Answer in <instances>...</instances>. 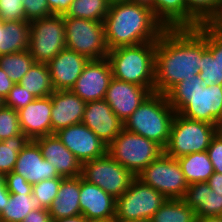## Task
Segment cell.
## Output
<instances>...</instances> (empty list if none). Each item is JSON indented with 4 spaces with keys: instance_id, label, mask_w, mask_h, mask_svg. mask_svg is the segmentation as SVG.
I'll use <instances>...</instances> for the list:
<instances>
[{
    "instance_id": "obj_1",
    "label": "cell",
    "mask_w": 222,
    "mask_h": 222,
    "mask_svg": "<svg viewBox=\"0 0 222 222\" xmlns=\"http://www.w3.org/2000/svg\"><path fill=\"white\" fill-rule=\"evenodd\" d=\"M203 24L196 28H165L156 42L154 92L166 94L201 69Z\"/></svg>"
},
{
    "instance_id": "obj_2",
    "label": "cell",
    "mask_w": 222,
    "mask_h": 222,
    "mask_svg": "<svg viewBox=\"0 0 222 222\" xmlns=\"http://www.w3.org/2000/svg\"><path fill=\"white\" fill-rule=\"evenodd\" d=\"M103 24L109 50L157 42L165 29L151 8L127 0L112 1Z\"/></svg>"
},
{
    "instance_id": "obj_3",
    "label": "cell",
    "mask_w": 222,
    "mask_h": 222,
    "mask_svg": "<svg viewBox=\"0 0 222 222\" xmlns=\"http://www.w3.org/2000/svg\"><path fill=\"white\" fill-rule=\"evenodd\" d=\"M156 42L122 46L109 50V60L114 78L149 88L154 92Z\"/></svg>"
},
{
    "instance_id": "obj_4",
    "label": "cell",
    "mask_w": 222,
    "mask_h": 222,
    "mask_svg": "<svg viewBox=\"0 0 222 222\" xmlns=\"http://www.w3.org/2000/svg\"><path fill=\"white\" fill-rule=\"evenodd\" d=\"M176 112L166 95L151 93L124 122V129L166 147Z\"/></svg>"
},
{
    "instance_id": "obj_5",
    "label": "cell",
    "mask_w": 222,
    "mask_h": 222,
    "mask_svg": "<svg viewBox=\"0 0 222 222\" xmlns=\"http://www.w3.org/2000/svg\"><path fill=\"white\" fill-rule=\"evenodd\" d=\"M218 126L204 121L192 120L176 113L164 153L172 158L207 151Z\"/></svg>"
},
{
    "instance_id": "obj_6",
    "label": "cell",
    "mask_w": 222,
    "mask_h": 222,
    "mask_svg": "<svg viewBox=\"0 0 222 222\" xmlns=\"http://www.w3.org/2000/svg\"><path fill=\"white\" fill-rule=\"evenodd\" d=\"M163 152L156 142L124 128L107 146V153L135 176Z\"/></svg>"
},
{
    "instance_id": "obj_7",
    "label": "cell",
    "mask_w": 222,
    "mask_h": 222,
    "mask_svg": "<svg viewBox=\"0 0 222 222\" xmlns=\"http://www.w3.org/2000/svg\"><path fill=\"white\" fill-rule=\"evenodd\" d=\"M66 48L86 56L89 60L107 58L109 49L105 41L103 22L63 18Z\"/></svg>"
},
{
    "instance_id": "obj_8",
    "label": "cell",
    "mask_w": 222,
    "mask_h": 222,
    "mask_svg": "<svg viewBox=\"0 0 222 222\" xmlns=\"http://www.w3.org/2000/svg\"><path fill=\"white\" fill-rule=\"evenodd\" d=\"M28 51L37 63L48 64L66 48L63 15H51L29 23Z\"/></svg>"
},
{
    "instance_id": "obj_9",
    "label": "cell",
    "mask_w": 222,
    "mask_h": 222,
    "mask_svg": "<svg viewBox=\"0 0 222 222\" xmlns=\"http://www.w3.org/2000/svg\"><path fill=\"white\" fill-rule=\"evenodd\" d=\"M166 200L164 195L136 177L130 187L116 198L114 221L150 220Z\"/></svg>"
},
{
    "instance_id": "obj_10",
    "label": "cell",
    "mask_w": 222,
    "mask_h": 222,
    "mask_svg": "<svg viewBox=\"0 0 222 222\" xmlns=\"http://www.w3.org/2000/svg\"><path fill=\"white\" fill-rule=\"evenodd\" d=\"M81 177L101 187L115 199L119 198L136 178L131 171L115 161L108 153L82 163Z\"/></svg>"
},
{
    "instance_id": "obj_11",
    "label": "cell",
    "mask_w": 222,
    "mask_h": 222,
    "mask_svg": "<svg viewBox=\"0 0 222 222\" xmlns=\"http://www.w3.org/2000/svg\"><path fill=\"white\" fill-rule=\"evenodd\" d=\"M136 177L167 199H182L189 185L178 160L164 152Z\"/></svg>"
},
{
    "instance_id": "obj_12",
    "label": "cell",
    "mask_w": 222,
    "mask_h": 222,
    "mask_svg": "<svg viewBox=\"0 0 222 222\" xmlns=\"http://www.w3.org/2000/svg\"><path fill=\"white\" fill-rule=\"evenodd\" d=\"M173 109L185 118L218 126L222 121V85H202L194 95H185Z\"/></svg>"
},
{
    "instance_id": "obj_13",
    "label": "cell",
    "mask_w": 222,
    "mask_h": 222,
    "mask_svg": "<svg viewBox=\"0 0 222 222\" xmlns=\"http://www.w3.org/2000/svg\"><path fill=\"white\" fill-rule=\"evenodd\" d=\"M112 70L107 58L89 60L71 91L85 103L102 100L112 80Z\"/></svg>"
},
{
    "instance_id": "obj_14",
    "label": "cell",
    "mask_w": 222,
    "mask_h": 222,
    "mask_svg": "<svg viewBox=\"0 0 222 222\" xmlns=\"http://www.w3.org/2000/svg\"><path fill=\"white\" fill-rule=\"evenodd\" d=\"M55 134L81 163L102 157L107 153V145L83 123L71 125Z\"/></svg>"
},
{
    "instance_id": "obj_15",
    "label": "cell",
    "mask_w": 222,
    "mask_h": 222,
    "mask_svg": "<svg viewBox=\"0 0 222 222\" xmlns=\"http://www.w3.org/2000/svg\"><path fill=\"white\" fill-rule=\"evenodd\" d=\"M153 91L140 85L112 78L104 100L124 123Z\"/></svg>"
},
{
    "instance_id": "obj_16",
    "label": "cell",
    "mask_w": 222,
    "mask_h": 222,
    "mask_svg": "<svg viewBox=\"0 0 222 222\" xmlns=\"http://www.w3.org/2000/svg\"><path fill=\"white\" fill-rule=\"evenodd\" d=\"M80 209L89 222L115 220L116 199L101 187L91 184L80 176Z\"/></svg>"
},
{
    "instance_id": "obj_17",
    "label": "cell",
    "mask_w": 222,
    "mask_h": 222,
    "mask_svg": "<svg viewBox=\"0 0 222 222\" xmlns=\"http://www.w3.org/2000/svg\"><path fill=\"white\" fill-rule=\"evenodd\" d=\"M82 123L107 146L124 128V123L104 99L86 103Z\"/></svg>"
},
{
    "instance_id": "obj_18",
    "label": "cell",
    "mask_w": 222,
    "mask_h": 222,
    "mask_svg": "<svg viewBox=\"0 0 222 222\" xmlns=\"http://www.w3.org/2000/svg\"><path fill=\"white\" fill-rule=\"evenodd\" d=\"M204 86L222 85V34L203 24V55L198 73Z\"/></svg>"
},
{
    "instance_id": "obj_19",
    "label": "cell",
    "mask_w": 222,
    "mask_h": 222,
    "mask_svg": "<svg viewBox=\"0 0 222 222\" xmlns=\"http://www.w3.org/2000/svg\"><path fill=\"white\" fill-rule=\"evenodd\" d=\"M89 59L67 48L60 51L47 65L54 91L71 90Z\"/></svg>"
},
{
    "instance_id": "obj_20",
    "label": "cell",
    "mask_w": 222,
    "mask_h": 222,
    "mask_svg": "<svg viewBox=\"0 0 222 222\" xmlns=\"http://www.w3.org/2000/svg\"><path fill=\"white\" fill-rule=\"evenodd\" d=\"M51 96L36 98L18 110L21 131L30 140L52 134Z\"/></svg>"
},
{
    "instance_id": "obj_21",
    "label": "cell",
    "mask_w": 222,
    "mask_h": 222,
    "mask_svg": "<svg viewBox=\"0 0 222 222\" xmlns=\"http://www.w3.org/2000/svg\"><path fill=\"white\" fill-rule=\"evenodd\" d=\"M52 134L82 123L86 103L71 90H57L51 95Z\"/></svg>"
},
{
    "instance_id": "obj_22",
    "label": "cell",
    "mask_w": 222,
    "mask_h": 222,
    "mask_svg": "<svg viewBox=\"0 0 222 222\" xmlns=\"http://www.w3.org/2000/svg\"><path fill=\"white\" fill-rule=\"evenodd\" d=\"M13 171L27 179L31 185L45 179L60 177L55 167L43 158L40 147L34 140H30L18 153Z\"/></svg>"
},
{
    "instance_id": "obj_23",
    "label": "cell",
    "mask_w": 222,
    "mask_h": 222,
    "mask_svg": "<svg viewBox=\"0 0 222 222\" xmlns=\"http://www.w3.org/2000/svg\"><path fill=\"white\" fill-rule=\"evenodd\" d=\"M39 145L42 156L49 161L60 176H81L82 163L60 141L56 134H50L34 139Z\"/></svg>"
},
{
    "instance_id": "obj_24",
    "label": "cell",
    "mask_w": 222,
    "mask_h": 222,
    "mask_svg": "<svg viewBox=\"0 0 222 222\" xmlns=\"http://www.w3.org/2000/svg\"><path fill=\"white\" fill-rule=\"evenodd\" d=\"M182 200L195 210L197 218L222 216V195L216 194L207 182L189 184Z\"/></svg>"
},
{
    "instance_id": "obj_25",
    "label": "cell",
    "mask_w": 222,
    "mask_h": 222,
    "mask_svg": "<svg viewBox=\"0 0 222 222\" xmlns=\"http://www.w3.org/2000/svg\"><path fill=\"white\" fill-rule=\"evenodd\" d=\"M80 176L64 178L60 184L57 196L48 209L51 219L74 217L81 214Z\"/></svg>"
},
{
    "instance_id": "obj_26",
    "label": "cell",
    "mask_w": 222,
    "mask_h": 222,
    "mask_svg": "<svg viewBox=\"0 0 222 222\" xmlns=\"http://www.w3.org/2000/svg\"><path fill=\"white\" fill-rule=\"evenodd\" d=\"M153 14L165 28H196L200 25L187 11L185 0H153Z\"/></svg>"
},
{
    "instance_id": "obj_27",
    "label": "cell",
    "mask_w": 222,
    "mask_h": 222,
    "mask_svg": "<svg viewBox=\"0 0 222 222\" xmlns=\"http://www.w3.org/2000/svg\"><path fill=\"white\" fill-rule=\"evenodd\" d=\"M29 22L10 21L0 26V55L28 50Z\"/></svg>"
},
{
    "instance_id": "obj_28",
    "label": "cell",
    "mask_w": 222,
    "mask_h": 222,
    "mask_svg": "<svg viewBox=\"0 0 222 222\" xmlns=\"http://www.w3.org/2000/svg\"><path fill=\"white\" fill-rule=\"evenodd\" d=\"M177 160L188 184L207 182L214 173L207 151L187 154Z\"/></svg>"
},
{
    "instance_id": "obj_29",
    "label": "cell",
    "mask_w": 222,
    "mask_h": 222,
    "mask_svg": "<svg viewBox=\"0 0 222 222\" xmlns=\"http://www.w3.org/2000/svg\"><path fill=\"white\" fill-rule=\"evenodd\" d=\"M43 209L39 199L32 193L10 194L0 212L2 222H22L32 210Z\"/></svg>"
},
{
    "instance_id": "obj_30",
    "label": "cell",
    "mask_w": 222,
    "mask_h": 222,
    "mask_svg": "<svg viewBox=\"0 0 222 222\" xmlns=\"http://www.w3.org/2000/svg\"><path fill=\"white\" fill-rule=\"evenodd\" d=\"M18 84L36 98L50 96L54 92L50 70L46 63L35 62Z\"/></svg>"
},
{
    "instance_id": "obj_31",
    "label": "cell",
    "mask_w": 222,
    "mask_h": 222,
    "mask_svg": "<svg viewBox=\"0 0 222 222\" xmlns=\"http://www.w3.org/2000/svg\"><path fill=\"white\" fill-rule=\"evenodd\" d=\"M112 0H74L63 18H81L103 22Z\"/></svg>"
},
{
    "instance_id": "obj_32",
    "label": "cell",
    "mask_w": 222,
    "mask_h": 222,
    "mask_svg": "<svg viewBox=\"0 0 222 222\" xmlns=\"http://www.w3.org/2000/svg\"><path fill=\"white\" fill-rule=\"evenodd\" d=\"M195 210L182 199H167L151 217V222H196Z\"/></svg>"
},
{
    "instance_id": "obj_33",
    "label": "cell",
    "mask_w": 222,
    "mask_h": 222,
    "mask_svg": "<svg viewBox=\"0 0 222 222\" xmlns=\"http://www.w3.org/2000/svg\"><path fill=\"white\" fill-rule=\"evenodd\" d=\"M34 63L28 50L0 55V67L14 83H18Z\"/></svg>"
},
{
    "instance_id": "obj_34",
    "label": "cell",
    "mask_w": 222,
    "mask_h": 222,
    "mask_svg": "<svg viewBox=\"0 0 222 222\" xmlns=\"http://www.w3.org/2000/svg\"><path fill=\"white\" fill-rule=\"evenodd\" d=\"M30 139L22 134L0 141V172L11 173L16 165L18 153L28 144Z\"/></svg>"
},
{
    "instance_id": "obj_35",
    "label": "cell",
    "mask_w": 222,
    "mask_h": 222,
    "mask_svg": "<svg viewBox=\"0 0 222 222\" xmlns=\"http://www.w3.org/2000/svg\"><path fill=\"white\" fill-rule=\"evenodd\" d=\"M65 177L45 179L32 185V194L36 196L44 209H49L57 196L60 184Z\"/></svg>"
},
{
    "instance_id": "obj_36",
    "label": "cell",
    "mask_w": 222,
    "mask_h": 222,
    "mask_svg": "<svg viewBox=\"0 0 222 222\" xmlns=\"http://www.w3.org/2000/svg\"><path fill=\"white\" fill-rule=\"evenodd\" d=\"M187 11L200 23L209 24L217 16V0H185Z\"/></svg>"
},
{
    "instance_id": "obj_37",
    "label": "cell",
    "mask_w": 222,
    "mask_h": 222,
    "mask_svg": "<svg viewBox=\"0 0 222 222\" xmlns=\"http://www.w3.org/2000/svg\"><path fill=\"white\" fill-rule=\"evenodd\" d=\"M202 85L203 80L196 74L192 78H186L173 86L165 95L173 108L185 95H194L197 93Z\"/></svg>"
},
{
    "instance_id": "obj_38",
    "label": "cell",
    "mask_w": 222,
    "mask_h": 222,
    "mask_svg": "<svg viewBox=\"0 0 222 222\" xmlns=\"http://www.w3.org/2000/svg\"><path fill=\"white\" fill-rule=\"evenodd\" d=\"M22 134L18 111L2 106L0 108V141Z\"/></svg>"
},
{
    "instance_id": "obj_39",
    "label": "cell",
    "mask_w": 222,
    "mask_h": 222,
    "mask_svg": "<svg viewBox=\"0 0 222 222\" xmlns=\"http://www.w3.org/2000/svg\"><path fill=\"white\" fill-rule=\"evenodd\" d=\"M35 99L36 97L30 91L16 83L4 99V106L18 111Z\"/></svg>"
},
{
    "instance_id": "obj_40",
    "label": "cell",
    "mask_w": 222,
    "mask_h": 222,
    "mask_svg": "<svg viewBox=\"0 0 222 222\" xmlns=\"http://www.w3.org/2000/svg\"><path fill=\"white\" fill-rule=\"evenodd\" d=\"M0 19L3 22L25 21L22 0H0Z\"/></svg>"
},
{
    "instance_id": "obj_41",
    "label": "cell",
    "mask_w": 222,
    "mask_h": 222,
    "mask_svg": "<svg viewBox=\"0 0 222 222\" xmlns=\"http://www.w3.org/2000/svg\"><path fill=\"white\" fill-rule=\"evenodd\" d=\"M25 11V21H31L49 17L53 15L50 12L47 0H22Z\"/></svg>"
},
{
    "instance_id": "obj_42",
    "label": "cell",
    "mask_w": 222,
    "mask_h": 222,
    "mask_svg": "<svg viewBox=\"0 0 222 222\" xmlns=\"http://www.w3.org/2000/svg\"><path fill=\"white\" fill-rule=\"evenodd\" d=\"M5 182L10 194L32 193V185L14 171L5 175Z\"/></svg>"
},
{
    "instance_id": "obj_43",
    "label": "cell",
    "mask_w": 222,
    "mask_h": 222,
    "mask_svg": "<svg viewBox=\"0 0 222 222\" xmlns=\"http://www.w3.org/2000/svg\"><path fill=\"white\" fill-rule=\"evenodd\" d=\"M207 153L214 172L222 174V135L219 132L212 138Z\"/></svg>"
},
{
    "instance_id": "obj_44",
    "label": "cell",
    "mask_w": 222,
    "mask_h": 222,
    "mask_svg": "<svg viewBox=\"0 0 222 222\" xmlns=\"http://www.w3.org/2000/svg\"><path fill=\"white\" fill-rule=\"evenodd\" d=\"M74 0H47L50 12L54 15H64Z\"/></svg>"
},
{
    "instance_id": "obj_45",
    "label": "cell",
    "mask_w": 222,
    "mask_h": 222,
    "mask_svg": "<svg viewBox=\"0 0 222 222\" xmlns=\"http://www.w3.org/2000/svg\"><path fill=\"white\" fill-rule=\"evenodd\" d=\"M51 215L48 209L32 210L26 215L22 222H51Z\"/></svg>"
},
{
    "instance_id": "obj_46",
    "label": "cell",
    "mask_w": 222,
    "mask_h": 222,
    "mask_svg": "<svg viewBox=\"0 0 222 222\" xmlns=\"http://www.w3.org/2000/svg\"><path fill=\"white\" fill-rule=\"evenodd\" d=\"M15 84L0 67V98L4 100Z\"/></svg>"
},
{
    "instance_id": "obj_47",
    "label": "cell",
    "mask_w": 222,
    "mask_h": 222,
    "mask_svg": "<svg viewBox=\"0 0 222 222\" xmlns=\"http://www.w3.org/2000/svg\"><path fill=\"white\" fill-rule=\"evenodd\" d=\"M216 194L222 195V174L214 172L207 181Z\"/></svg>"
},
{
    "instance_id": "obj_48",
    "label": "cell",
    "mask_w": 222,
    "mask_h": 222,
    "mask_svg": "<svg viewBox=\"0 0 222 222\" xmlns=\"http://www.w3.org/2000/svg\"><path fill=\"white\" fill-rule=\"evenodd\" d=\"M10 192L7 185H0V212L3 210L4 205L9 200Z\"/></svg>"
},
{
    "instance_id": "obj_49",
    "label": "cell",
    "mask_w": 222,
    "mask_h": 222,
    "mask_svg": "<svg viewBox=\"0 0 222 222\" xmlns=\"http://www.w3.org/2000/svg\"><path fill=\"white\" fill-rule=\"evenodd\" d=\"M51 222H89L83 215H77L74 217H67V218H61V219H55Z\"/></svg>"
},
{
    "instance_id": "obj_50",
    "label": "cell",
    "mask_w": 222,
    "mask_h": 222,
    "mask_svg": "<svg viewBox=\"0 0 222 222\" xmlns=\"http://www.w3.org/2000/svg\"><path fill=\"white\" fill-rule=\"evenodd\" d=\"M215 30L222 34V10L218 15L209 23Z\"/></svg>"
},
{
    "instance_id": "obj_51",
    "label": "cell",
    "mask_w": 222,
    "mask_h": 222,
    "mask_svg": "<svg viewBox=\"0 0 222 222\" xmlns=\"http://www.w3.org/2000/svg\"><path fill=\"white\" fill-rule=\"evenodd\" d=\"M196 222H222V216L198 217Z\"/></svg>"
},
{
    "instance_id": "obj_52",
    "label": "cell",
    "mask_w": 222,
    "mask_h": 222,
    "mask_svg": "<svg viewBox=\"0 0 222 222\" xmlns=\"http://www.w3.org/2000/svg\"><path fill=\"white\" fill-rule=\"evenodd\" d=\"M127 1L147 6V7L151 8V10L153 12V0H127Z\"/></svg>"
},
{
    "instance_id": "obj_53",
    "label": "cell",
    "mask_w": 222,
    "mask_h": 222,
    "mask_svg": "<svg viewBox=\"0 0 222 222\" xmlns=\"http://www.w3.org/2000/svg\"><path fill=\"white\" fill-rule=\"evenodd\" d=\"M115 222H151V220H149V219H139V220L115 221Z\"/></svg>"
},
{
    "instance_id": "obj_54",
    "label": "cell",
    "mask_w": 222,
    "mask_h": 222,
    "mask_svg": "<svg viewBox=\"0 0 222 222\" xmlns=\"http://www.w3.org/2000/svg\"><path fill=\"white\" fill-rule=\"evenodd\" d=\"M0 185H6L5 174L0 172Z\"/></svg>"
},
{
    "instance_id": "obj_55",
    "label": "cell",
    "mask_w": 222,
    "mask_h": 222,
    "mask_svg": "<svg viewBox=\"0 0 222 222\" xmlns=\"http://www.w3.org/2000/svg\"><path fill=\"white\" fill-rule=\"evenodd\" d=\"M222 10V0H217V15Z\"/></svg>"
},
{
    "instance_id": "obj_56",
    "label": "cell",
    "mask_w": 222,
    "mask_h": 222,
    "mask_svg": "<svg viewBox=\"0 0 222 222\" xmlns=\"http://www.w3.org/2000/svg\"><path fill=\"white\" fill-rule=\"evenodd\" d=\"M218 132L222 135V121L218 125Z\"/></svg>"
},
{
    "instance_id": "obj_57",
    "label": "cell",
    "mask_w": 222,
    "mask_h": 222,
    "mask_svg": "<svg viewBox=\"0 0 222 222\" xmlns=\"http://www.w3.org/2000/svg\"><path fill=\"white\" fill-rule=\"evenodd\" d=\"M4 105V100L0 98V108Z\"/></svg>"
}]
</instances>
